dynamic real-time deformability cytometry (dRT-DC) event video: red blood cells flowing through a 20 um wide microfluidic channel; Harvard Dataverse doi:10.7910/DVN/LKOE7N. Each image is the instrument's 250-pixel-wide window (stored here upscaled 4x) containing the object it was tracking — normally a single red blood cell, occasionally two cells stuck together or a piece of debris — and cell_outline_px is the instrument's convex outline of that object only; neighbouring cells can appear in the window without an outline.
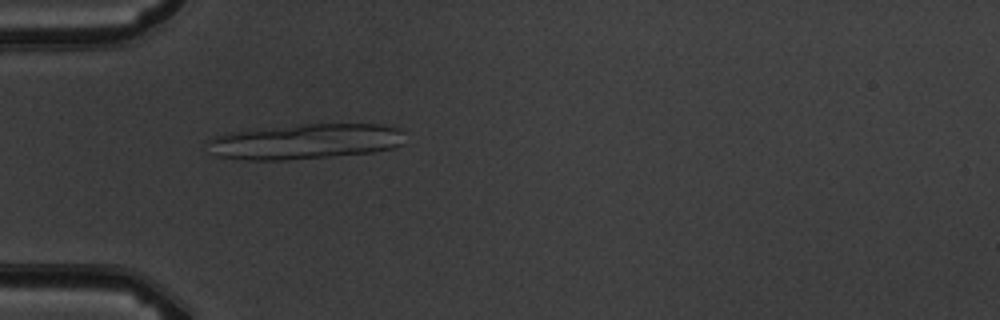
{"species": "common noctule bat (a hibernating species)", "species_latin": "Nyctalus noctula", "temperature_condition": "warm", "stored_images_in_passage": 2, "camera_frame_rate_fps": 3000, "um_per_image_px": 0.085, "animal": {"sex": "male", "body_mass_g": 19.5, "forearm_length_mm": 54.6}, "frame": {"image": 1, "passage_image": 2, "time_ms": 1.333, "image_size_px": [1000, 320], "cell_outline_px": [[404, 144], [392, 148], [372, 152], [332, 156], [284, 160], [248, 160], [216, 156], [208, 140], [212, 136], [252, 128], [300, 124], [380, 124], [400, 128], [404, 132]], "centroid_in_image_um": [25.99, 12.01], "position_along_channel_um": 59.0, "area_um2": 40.86}}